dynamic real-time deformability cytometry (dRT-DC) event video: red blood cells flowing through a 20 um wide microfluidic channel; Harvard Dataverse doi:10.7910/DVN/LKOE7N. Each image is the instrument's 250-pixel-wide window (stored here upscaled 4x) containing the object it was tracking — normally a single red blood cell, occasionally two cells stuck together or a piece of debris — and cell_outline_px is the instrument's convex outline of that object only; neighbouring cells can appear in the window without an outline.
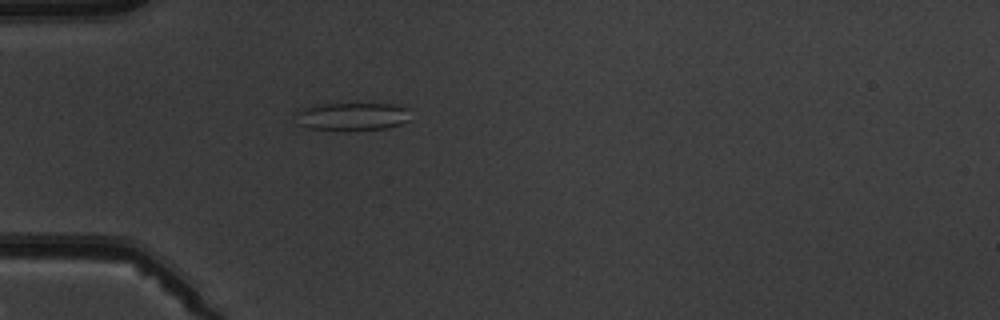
{"species": "common noctule bat (a hibernating species)", "species_latin": "Nyctalus noctula", "temperature_condition": "warm", "stored_images_in_passage": 4, "camera_frame_rate_fps": 3000, "um_per_image_px": 0.085, "animal": {"sex": "male", "body_mass_g": 19.5, "forearm_length_mm": 54.6}, "frame": {"image": 1, "passage_image": 4, "time_ms": 4.333, "image_size_px": [1000, 320], "cell_outline_px": [[408, 120], [400, 124], [388, 128], [348, 132], [344, 132], [308, 128], [300, 124], [292, 112], [304, 108], [324, 104], [396, 104], [408, 108]], "centroid_in_image_um": [29.91, 9.93], "position_along_channel_um": 55.1, "area_um2": 19.13}}